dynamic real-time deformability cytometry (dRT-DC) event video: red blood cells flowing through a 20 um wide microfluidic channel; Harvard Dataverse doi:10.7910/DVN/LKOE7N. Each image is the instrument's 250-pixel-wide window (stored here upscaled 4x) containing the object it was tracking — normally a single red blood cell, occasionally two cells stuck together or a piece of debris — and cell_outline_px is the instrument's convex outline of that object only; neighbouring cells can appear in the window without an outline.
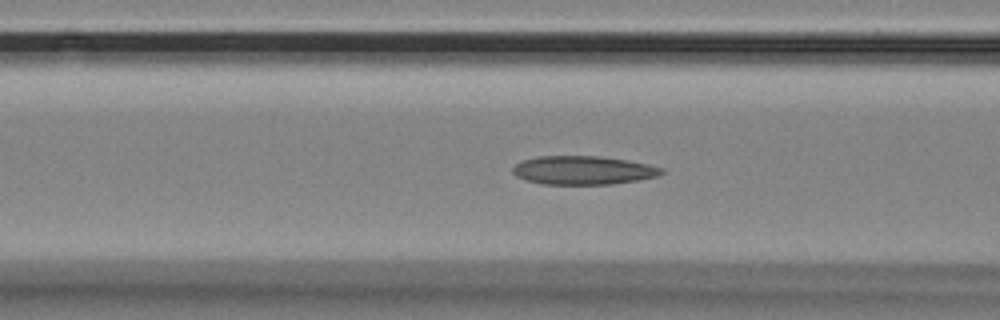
{"species": "Egyptian fruit bat (a non-hibernating species)", "species_latin": "Rousettus aegyptiacus", "temperature_condition": "room temperature", "stored_images_in_passage": 54, "camera_frame_rate_fps": 3000, "um_per_image_px": 0.085, "animal": {"sex": "female"}, "frame": {"image": 1, "passage_image": 19, "time_ms": 6.0, "image_size_px": [1000, 320], "cell_outline_px": [[664, 172], [660, 176], [640, 180], [612, 184], [540, 184], [524, 180], [516, 176], [512, 172], [512, 168], [520, 160], [540, 156], [596, 156], [628, 160], [648, 164], [664, 168]], "centroid_in_image_um": [49.57, 14.47], "position_along_channel_um": 117.0, "area_um2": 25.09}}
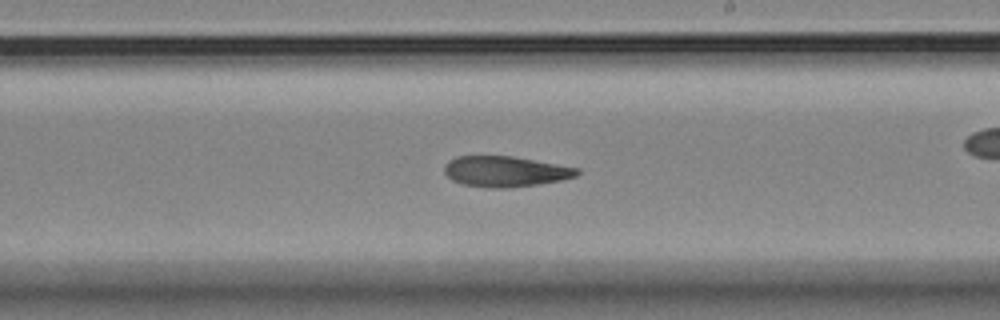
{"frame": {"image": 2, "passage_image": 30, "time_ms": 9.667, "image_size_px": [1000, 320], "cell_outline_px": [[580, 172], [576, 176], [560, 180], [536, 184], [508, 188], [488, 188], [464, 184], [452, 180], [444, 172], [444, 164], [448, 160], [456, 156], [512, 156], [580, 168]], "centroid_in_image_um": [42.93, 14.57], "position_along_channel_um": 246.1, "area_um2": 23.64}}
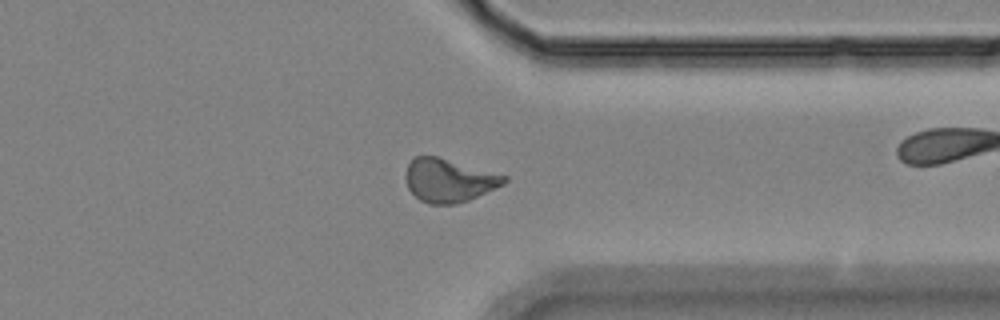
{"frame": {"image": 3, "passage_image": 41, "time_ms": 13.333, "image_size_px": [1000, 320], "cell_outline_px": [[508, 180], [504, 184], [496, 188], [468, 200], [456, 204], [428, 204], [420, 200], [408, 188], [404, 176], [408, 164], [416, 156], [436, 156], [508, 176]], "centroid_in_image_um": [38.14, 15.33], "position_along_channel_um": 373.3, "area_um2": 24.74}}